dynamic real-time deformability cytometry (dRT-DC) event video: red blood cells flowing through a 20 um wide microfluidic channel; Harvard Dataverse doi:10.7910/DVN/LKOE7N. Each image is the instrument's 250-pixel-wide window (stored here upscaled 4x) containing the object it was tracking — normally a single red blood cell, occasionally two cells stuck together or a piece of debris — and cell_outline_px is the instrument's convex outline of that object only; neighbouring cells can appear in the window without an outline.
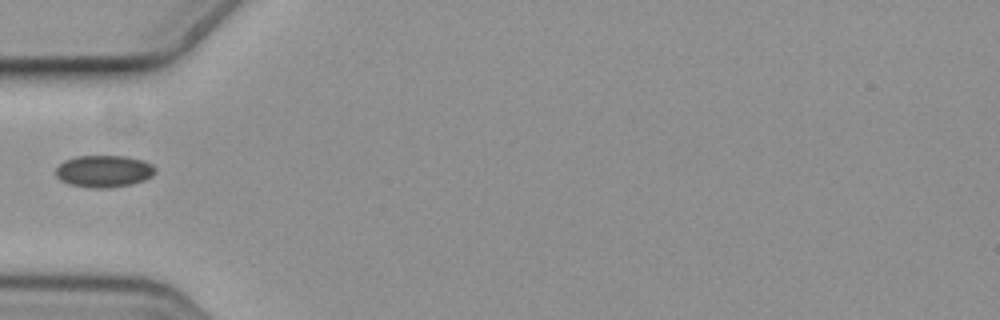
{"species": "common noctule bat (a hibernating species)", "species_latin": "Nyctalus noctula", "temperature_condition": "cold", "stored_images_in_passage": 7, "camera_frame_rate_fps": 3000, "um_per_image_px": 0.085, "animal": {"sex": "female", "body_mass_g": 19.3, "forearm_length_mm": 54.1}, "frame": {"image": 1, "passage_image": 5, "time_ms": 1.333, "image_size_px": [1000, 320], "cell_outline_px": [[156, 172], [152, 176], [144, 180], [132, 184], [108, 188], [92, 188], [68, 184], [60, 180], [56, 176], [56, 168], [64, 160], [76, 156], [124, 156], [144, 160], [152, 164], [156, 168]], "centroid_in_image_um": [8.84, 14.55], "position_along_channel_um": 76.2, "area_um2": 18.73}}
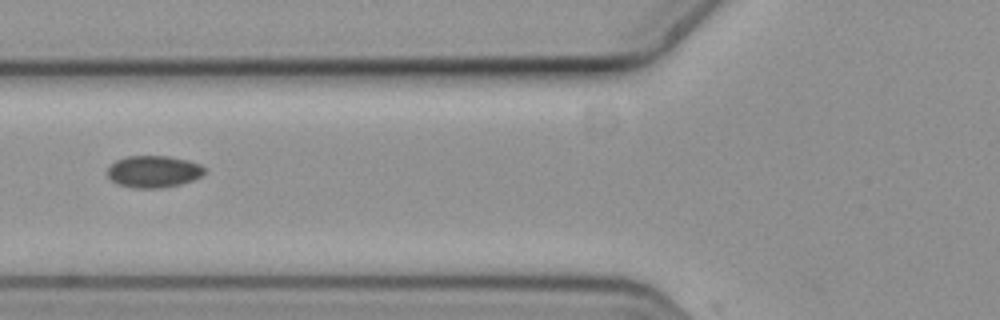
{"frame": {"image": 2, "passage_image": 6, "time_ms": 1.667, "image_size_px": [1000, 320], "cell_outline_px": [[204, 172], [200, 176], [192, 180], [180, 184], [164, 188], [136, 188], [116, 184], [108, 176], [108, 168], [116, 160], [124, 156], [168, 156], [188, 160], [200, 164], [204, 168]], "centroid_in_image_um": [13.04, 14.58], "position_along_channel_um": 112.8, "area_um2": 18.03}}